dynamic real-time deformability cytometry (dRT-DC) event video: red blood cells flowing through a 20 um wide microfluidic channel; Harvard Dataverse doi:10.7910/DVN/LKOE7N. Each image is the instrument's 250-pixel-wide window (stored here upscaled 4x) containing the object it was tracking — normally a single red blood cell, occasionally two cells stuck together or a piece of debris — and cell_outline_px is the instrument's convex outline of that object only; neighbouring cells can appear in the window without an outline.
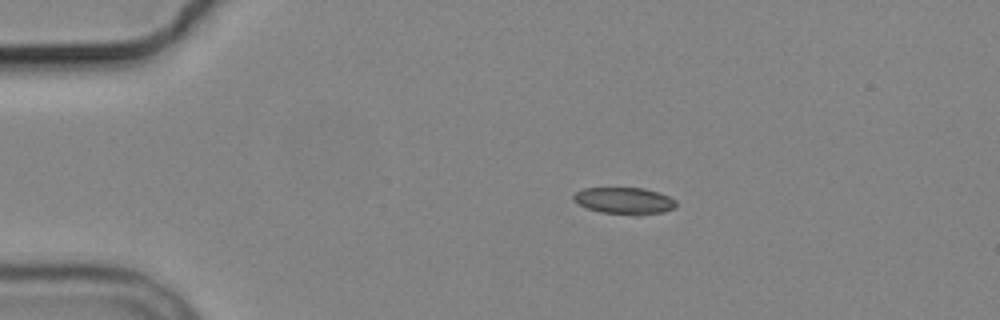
{"species": "common noctule bat (a hibernating species)", "species_latin": "Nyctalus noctula", "temperature_condition": "cold", "stored_images_in_passage": 4, "camera_frame_rate_fps": 3000, "um_per_image_px": 0.085, "animal": {"sex": "male", "body_mass_g": 19.2, "forearm_length_mm": 51.8}, "frame": {"image": 1, "passage_image": 1, "time_ms": 0.0, "image_size_px": [1000, 320], "cell_outline_px": [[676, 208], [664, 212], [636, 216], [600, 212], [588, 208], [572, 200], [572, 196], [576, 192], [584, 188], [644, 188], [668, 196], [676, 200]], "centroid_in_image_um": [53.09, 17.08], "position_along_channel_um": 31.9, "area_um2": 16.13}}
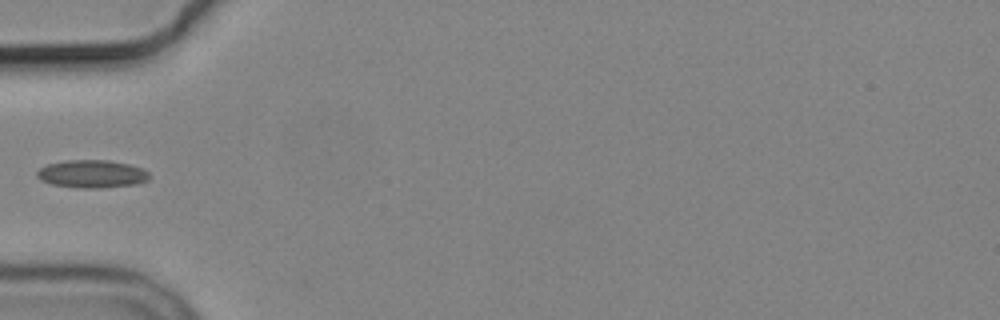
{"frame": {"image": 2, "passage_image": 3, "time_ms": 2.667, "image_size_px": [1000, 320], "cell_outline_px": [[148, 180], [140, 184], [100, 188], [76, 188], [52, 184], [40, 180], [36, 176], [36, 172], [40, 168], [48, 164], [68, 160], [108, 160], [128, 164], [140, 168], [148, 172]], "centroid_in_image_um": [7.8, 14.79], "position_along_channel_um": 77.2, "area_um2": 18.26}}
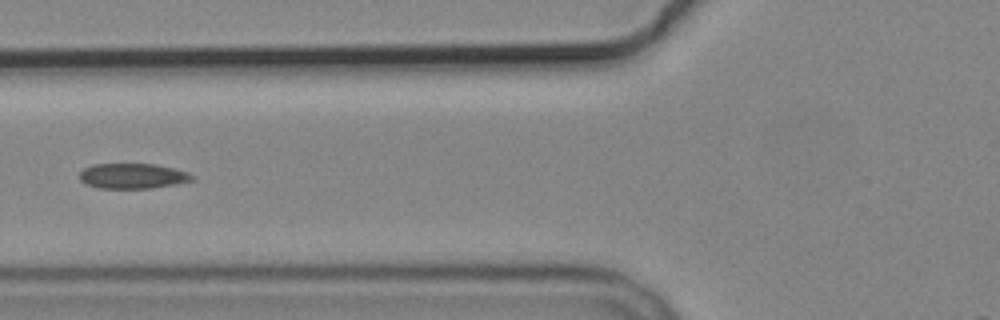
{"frame": {"image": 3, "passage_image": 4, "time_ms": 3.667, "image_size_px": [1000, 320], "cell_outline_px": [[196, 180], [176, 184], [152, 188], [100, 188], [88, 184], [80, 180], [80, 172], [84, 168], [92, 164], [152, 164], [172, 168], [188, 172], [196, 176]], "centroid_in_image_um": [11.32, 14.96], "position_along_channel_um": 114.5, "area_um2": 16.53}}